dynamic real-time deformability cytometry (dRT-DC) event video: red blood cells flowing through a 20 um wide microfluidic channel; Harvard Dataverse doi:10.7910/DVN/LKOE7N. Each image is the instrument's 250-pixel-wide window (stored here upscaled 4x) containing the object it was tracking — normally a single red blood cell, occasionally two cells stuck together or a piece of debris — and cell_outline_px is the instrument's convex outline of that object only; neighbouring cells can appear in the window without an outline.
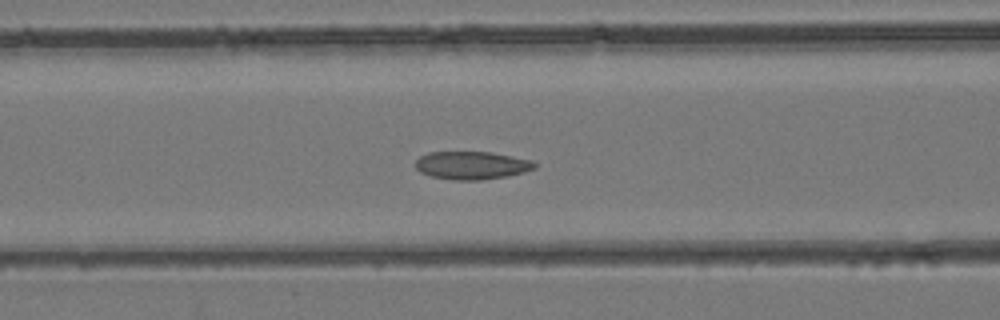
{"species": "common noctule bat (a hibernating species)", "species_latin": "Nyctalus noctula", "temperature_condition": "room temperature", "stored_images_in_passage": 37, "camera_frame_rate_fps": 3000, "um_per_image_px": 0.085, "animal": {"sex": "female", "body_mass_g": 24.6, "forearm_length_mm": 56.2}, "frame": {"image": 1, "passage_image": 18, "time_ms": 5.667, "image_size_px": [1000, 320], "cell_outline_px": [[536, 168], [524, 172], [508, 176], [480, 180], [456, 180], [432, 176], [420, 172], [416, 168], [416, 160], [420, 156], [428, 152], [492, 152], [532, 160], [536, 164]], "centroid_in_image_um": [40.11, 14.05], "position_along_channel_um": 126.5, "area_um2": 19.42}}
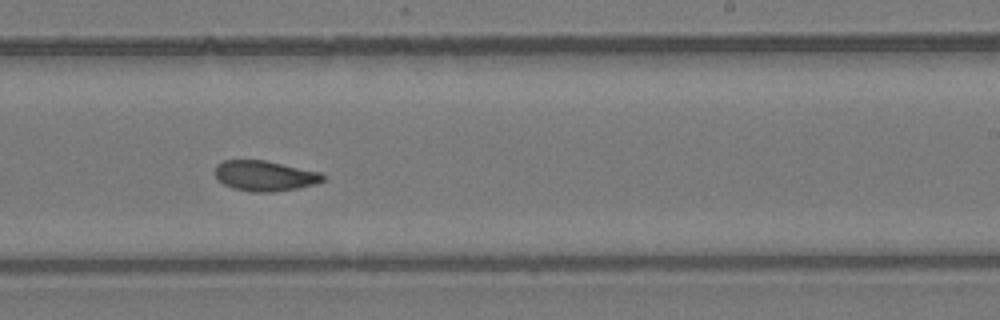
{"frame": {"image": 2, "passage_image": 27, "time_ms": 8.667, "image_size_px": [1000, 320], "cell_outline_px": [[324, 180], [316, 184], [296, 188], [272, 192], [252, 192], [232, 188], [224, 184], [216, 176], [216, 164], [224, 160], [264, 160], [320, 172], [324, 176]], "centroid_in_image_um": [22.5, 14.94], "position_along_channel_um": 266.5, "area_um2": 18.9}}
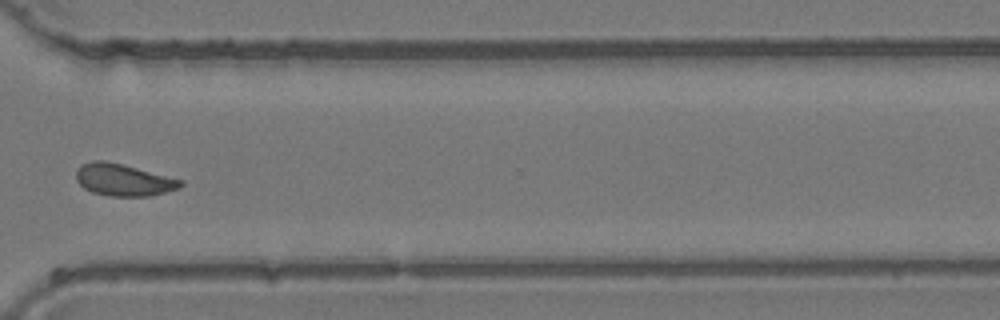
{"frame": {"image": 3, "passage_image": 33, "time_ms": 10.667, "image_size_px": [1000, 320], "cell_outline_px": [[184, 184], [180, 188], [148, 196], [108, 196], [92, 192], [84, 188], [76, 180], [76, 172], [80, 164], [92, 160], [104, 160], [184, 180]], "centroid_in_image_um": [10.47, 15.29], "position_along_channel_um": 360.1, "area_um2": 19.42}}